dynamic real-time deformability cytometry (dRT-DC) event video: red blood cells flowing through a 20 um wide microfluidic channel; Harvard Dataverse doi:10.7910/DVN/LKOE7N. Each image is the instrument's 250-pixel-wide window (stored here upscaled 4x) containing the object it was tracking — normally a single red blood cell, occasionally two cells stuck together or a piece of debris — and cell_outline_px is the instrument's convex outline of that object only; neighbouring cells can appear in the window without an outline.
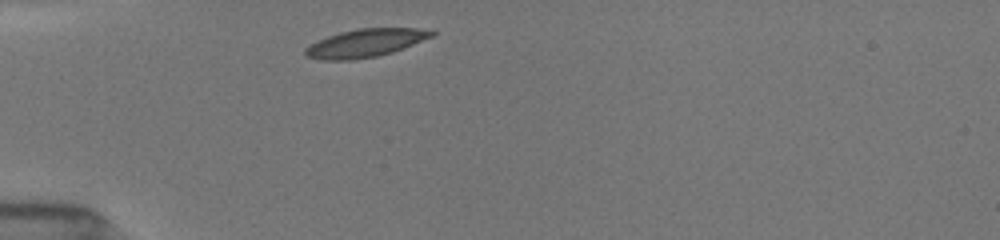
{"species": "common noctule bat (a hibernating species)", "species_latin": "Nyctalus noctula", "temperature_condition": "room temperature", "stored_images_in_passage": 9, "camera_frame_rate_fps": 3000, "um_per_image_px": 0.085, "animal": {"sex": "female", "body_mass_g": 19.5, "forearm_length_mm": 54.1}, "frame": {"image": 1, "passage_image": 1, "time_ms": 0.0, "image_size_px": [1000, 240], "cell_outline_px": [[436, 32], [432, 36], [392, 52], [376, 56], [352, 60], [324, 60], [304, 56], [304, 48], [328, 36], [340, 32], [360, 28], [432, 28]], "centroid_in_image_um": [31.07, 3.65], "position_along_channel_um": 53.9, "area_um2": 20.52}}
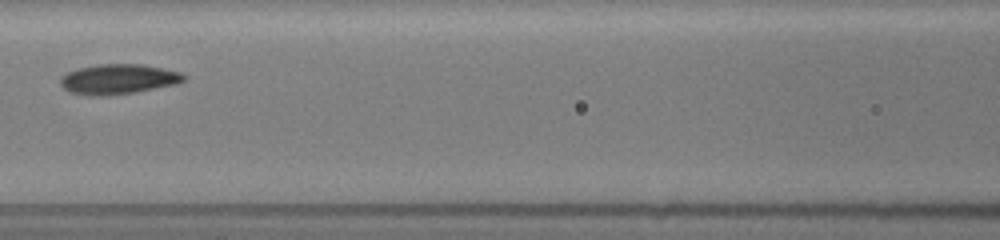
{"frame": {"image": 2, "passage_image": 6, "time_ms": 3.0, "image_size_px": [1000, 240], "cell_outline_px": [[184, 80], [176, 84], [136, 92], [104, 96], [88, 96], [68, 92], [60, 84], [60, 76], [76, 68], [96, 64], [140, 64], [180, 72], [184, 76]], "centroid_in_image_um": [9.98, 6.73], "position_along_channel_um": 156.6, "area_um2": 21.68}}
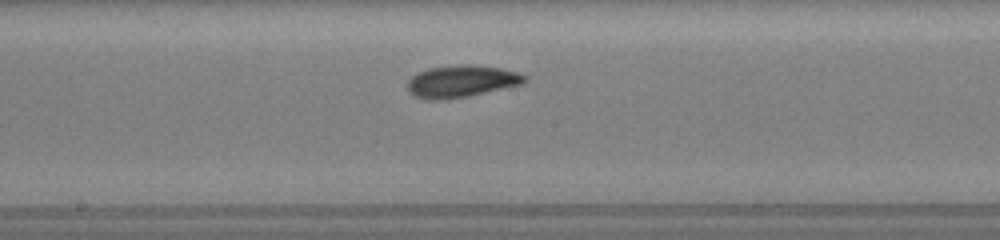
{"frame": {"image": 3, "passage_image": 8, "time_ms": 4.333, "image_size_px": [1000, 240], "cell_outline_px": [[528, 80], [520, 84], [468, 96], [444, 100], [428, 100], [412, 96], [408, 92], [408, 80], [412, 76], [428, 68], [456, 64], [472, 64], [500, 68], [520, 72], [528, 76]], "centroid_in_image_um": [39.21, 6.9], "position_along_channel_um": 209.0, "area_um2": 22.08}}